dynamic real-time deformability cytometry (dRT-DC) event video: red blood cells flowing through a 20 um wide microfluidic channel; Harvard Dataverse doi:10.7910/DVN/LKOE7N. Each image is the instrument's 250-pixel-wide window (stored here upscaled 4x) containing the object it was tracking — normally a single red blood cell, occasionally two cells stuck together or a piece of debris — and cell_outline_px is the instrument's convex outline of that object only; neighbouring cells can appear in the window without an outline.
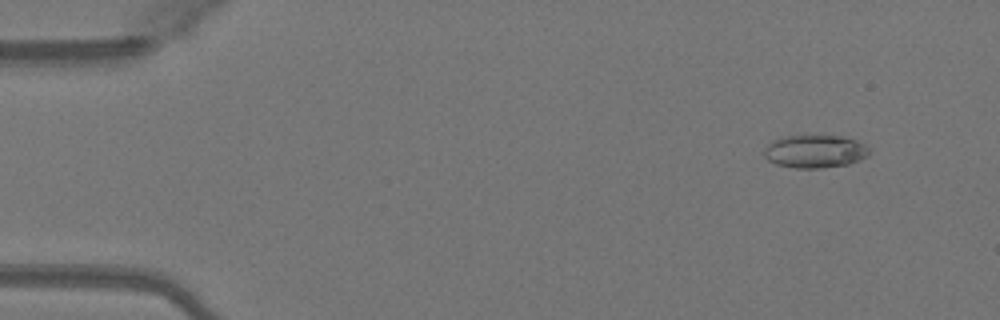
{"species": "Egyptian fruit bat (a non-hibernating species)", "species_latin": "Rousettus aegyptiacus", "temperature_condition": "warm", "stored_images_in_passage": 50, "camera_frame_rate_fps": 3000, "um_per_image_px": 0.085, "animal": {"sex": "female"}, "frame": {"image": 1, "passage_image": 5, "time_ms": 1.333, "image_size_px": [1000, 320], "cell_outline_px": [[868, 156], [860, 160], [848, 164], [820, 168], [796, 168], [776, 164], [768, 160], [764, 156], [764, 148], [772, 140], [780, 136], [844, 136], [856, 140], [864, 144], [868, 148]], "centroid_in_image_um": [69.25, 12.86], "position_along_channel_um": 15.8, "area_um2": 20.23}}
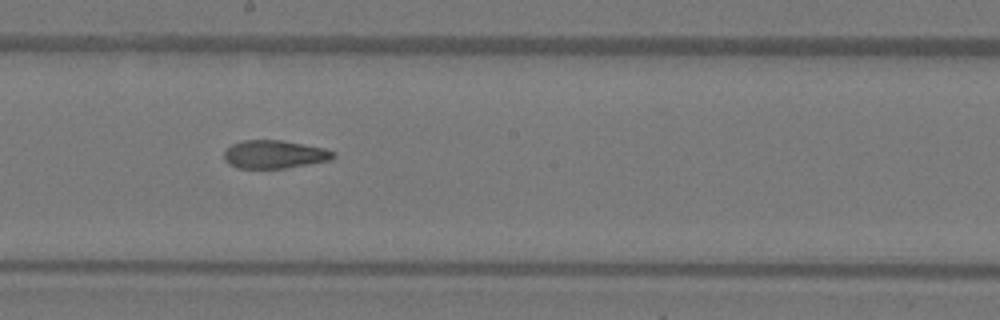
{"frame": {"image": 2, "passage_image": 28, "time_ms": 9.0, "image_size_px": [1000, 320], "cell_outline_px": [[336, 156], [332, 160], [284, 168], [236, 168], [228, 164], [224, 160], [224, 152], [232, 144], [244, 140], [280, 140], [304, 144], [324, 148], [336, 152]], "centroid_in_image_um": [23.34, 13.12], "position_along_channel_um": 224.9, "area_um2": 17.98}}
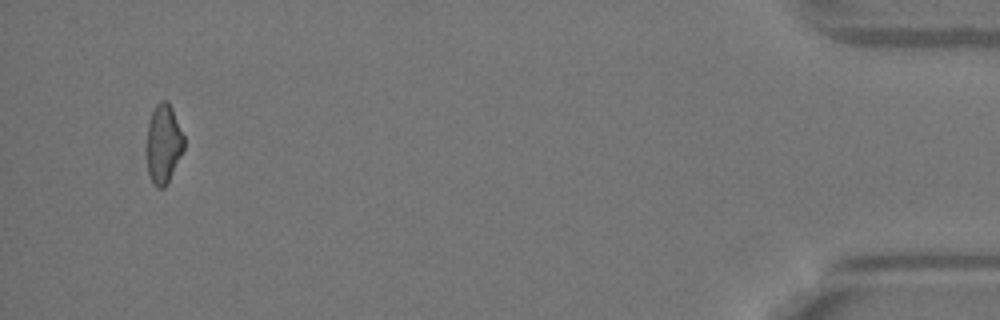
{"frame": {"image": 3, "passage_image": 48, "time_ms": 15.667, "image_size_px": [1000, 320], "cell_outline_px": [[184, 148], [168, 184], [164, 188], [156, 188], [152, 184], [148, 172], [148, 124], [152, 112], [156, 104], [160, 100], [168, 100], [172, 108], [184, 136]], "centroid_in_image_um": [13.91, 12.24], "position_along_channel_um": 421.3, "area_um2": 17.11}, "authors_computed_cell_mechanics": {"area_um2": 18.7272, "velocity_mm_per_s": 4.1171, "shape_relaxation_time_tau1_ms": null, "shape_relaxation_time_tau2_ms": 2.8639, "deformation_change_tau1": null, "deformation_change_tau2": 0.1045}}